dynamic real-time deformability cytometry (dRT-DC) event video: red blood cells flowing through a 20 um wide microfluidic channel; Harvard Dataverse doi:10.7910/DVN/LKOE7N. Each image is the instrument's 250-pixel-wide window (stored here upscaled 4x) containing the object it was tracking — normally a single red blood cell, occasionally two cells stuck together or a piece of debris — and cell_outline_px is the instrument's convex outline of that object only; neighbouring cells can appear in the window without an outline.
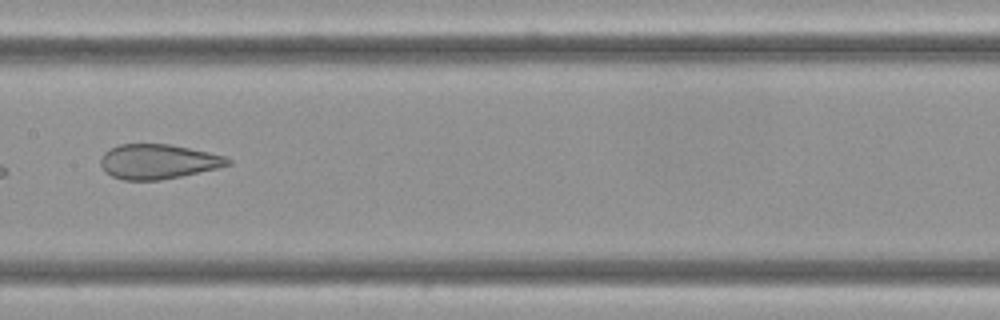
{"species": "Egyptian fruit bat (a non-hibernating species)", "species_latin": "Rousettus aegyptiacus", "temperature_condition": "cold", "stored_images_in_passage": 13, "camera_frame_rate_fps": 3000, "um_per_image_px": 0.085, "frame": {"image": 1, "passage_image": 6, "time_ms": 1.667, "image_size_px": [1000, 320], "cell_outline_px": [[232, 164], [216, 168], [180, 176], [160, 180], [124, 180], [112, 176], [104, 172], [100, 164], [100, 160], [104, 152], [108, 148], [120, 144], [168, 144], [208, 152], [224, 156], [232, 160]], "centroid_in_image_um": [13.39, 13.73], "position_along_channel_um": 194.0, "area_um2": 25.66}}
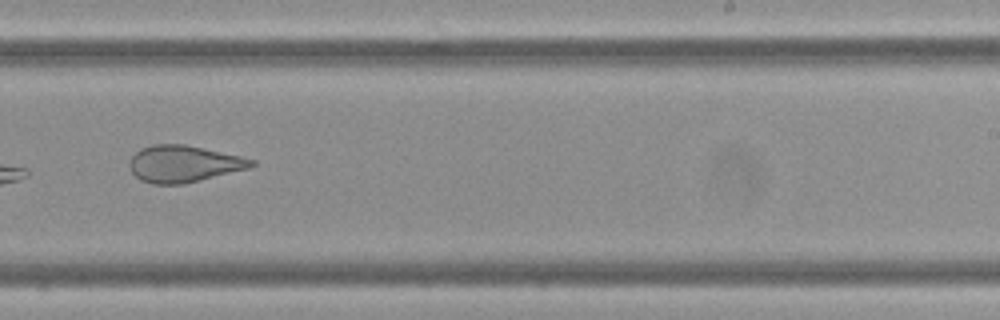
{"frame": {"image": 2, "passage_image": 8, "time_ms": 2.333, "image_size_px": [1000, 320], "cell_outline_px": [[256, 164], [248, 168], [184, 184], [152, 184], [140, 180], [132, 172], [128, 164], [132, 156], [140, 148], [152, 144], [184, 144], [240, 156], [256, 160]], "centroid_in_image_um": [15.58, 13.92], "position_along_channel_um": 273.4, "area_um2": 26.01}}